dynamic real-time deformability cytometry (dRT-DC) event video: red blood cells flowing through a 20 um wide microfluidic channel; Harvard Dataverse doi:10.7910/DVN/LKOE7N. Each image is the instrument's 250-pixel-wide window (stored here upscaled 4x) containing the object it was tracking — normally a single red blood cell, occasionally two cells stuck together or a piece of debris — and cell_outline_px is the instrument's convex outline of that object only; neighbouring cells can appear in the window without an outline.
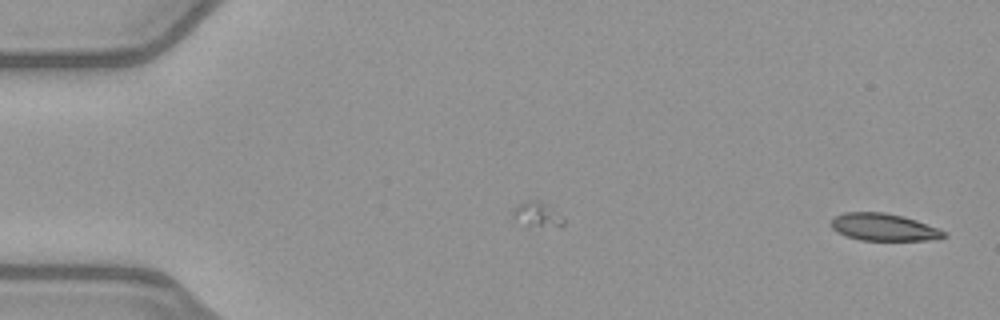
{"species": "common noctule bat (a hibernating species)", "species_latin": "Nyctalus noctula", "temperature_condition": "warm", "stored_images_in_passage": 43, "camera_frame_rate_fps": 3000, "um_per_image_px": 0.085, "animal": {"sex": "female", "body_mass_g": 21.9}, "frame": {"image": 1, "passage_image": 1, "time_ms": 0.0, "image_size_px": [1000, 320], "cell_outline_px": [[948, 236], [928, 240], [860, 240], [836, 232], [832, 228], [832, 220], [836, 216], [844, 212], [884, 212], [904, 216], [940, 228], [948, 232]], "centroid_in_image_um": [75.17, 19.3], "position_along_channel_um": 9.8, "area_um2": 17.98}}
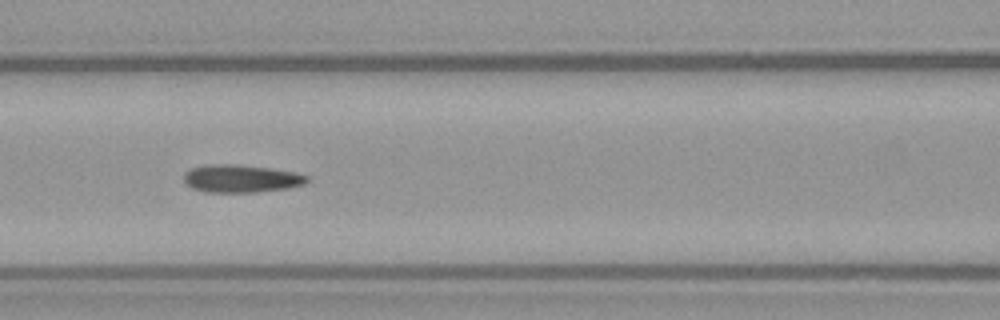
{"frame": {"image": 2, "passage_image": 22, "time_ms": 7.0, "image_size_px": [1000, 320], "cell_outline_px": [[312, 180], [304, 184], [288, 188], [256, 192], [204, 192], [192, 188], [184, 184], [184, 172], [192, 168], [208, 164], [232, 164], [268, 168], [296, 172], [308, 176]], "centroid_in_image_um": [20.49, 15.18], "position_along_channel_um": 146.1, "area_um2": 20.06}}
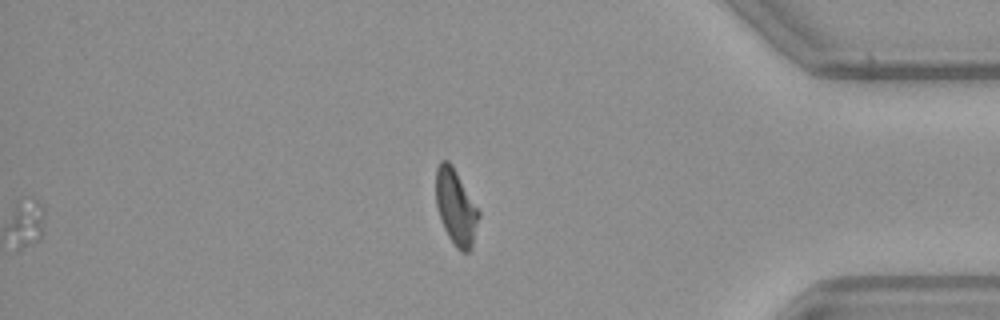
{"frame": {"image": 3, "passage_image": 43, "time_ms": 14.0, "image_size_px": [1000, 320], "cell_outline_px": [[480, 216], [472, 244], [468, 252], [460, 252], [456, 248], [448, 236], [444, 228], [436, 204], [436, 168], [440, 160], [448, 160], [452, 164], [480, 212]], "centroid_in_image_um": [38.74, 17.59], "position_along_channel_um": 396.5, "area_um2": 18.73}, "authors_computed_cell_mechanics": {"area_um2": 19.7098, "velocity_mm_per_s": 4.0172, "shape_relaxation_time_tau1_ms": null, "shape_relaxation_time_tau2_ms": 5.1329, "deformation_change_tau1": null, "deformation_change_tau2": 0.1325}}